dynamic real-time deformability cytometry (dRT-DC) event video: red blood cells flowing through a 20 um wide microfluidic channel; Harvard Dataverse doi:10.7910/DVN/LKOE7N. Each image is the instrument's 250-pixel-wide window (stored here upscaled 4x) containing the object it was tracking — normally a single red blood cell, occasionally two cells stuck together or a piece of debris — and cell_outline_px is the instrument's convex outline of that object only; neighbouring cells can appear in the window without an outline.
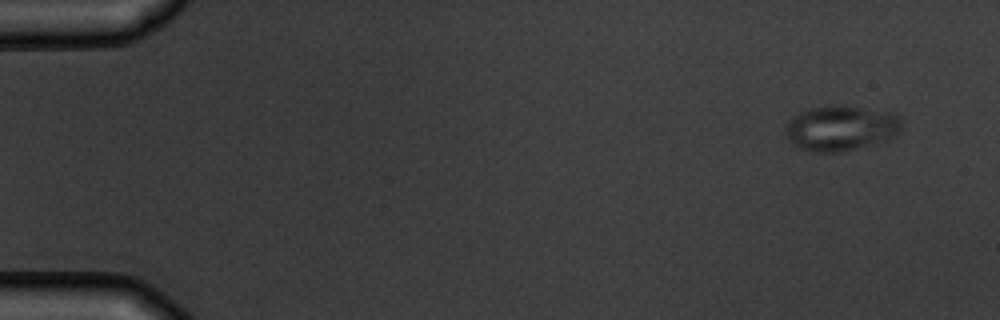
{"species": "common noctule bat (a hibernating species)", "species_latin": "Nyctalus noctula", "temperature_condition": "warm", "stored_images_in_passage": 5, "camera_frame_rate_fps": 3000, "um_per_image_px": 0.085, "animal": {"sex": "male", "body_mass_g": 19.5, "forearm_length_mm": 54.6}, "frame": {"image": 1, "passage_image": 1, "time_ms": 0.0, "image_size_px": [1000, 320], "cell_outline_px": [[904, 120], [900, 132], [856, 148], [840, 152], [816, 152], [800, 148], [792, 144], [788, 140], [784, 128], [788, 120], [792, 116], [804, 108], [828, 104], [844, 104], [896, 112]], "centroid_in_image_um": [71.43, 10.82], "position_along_channel_um": 13.6, "area_um2": 31.21}}